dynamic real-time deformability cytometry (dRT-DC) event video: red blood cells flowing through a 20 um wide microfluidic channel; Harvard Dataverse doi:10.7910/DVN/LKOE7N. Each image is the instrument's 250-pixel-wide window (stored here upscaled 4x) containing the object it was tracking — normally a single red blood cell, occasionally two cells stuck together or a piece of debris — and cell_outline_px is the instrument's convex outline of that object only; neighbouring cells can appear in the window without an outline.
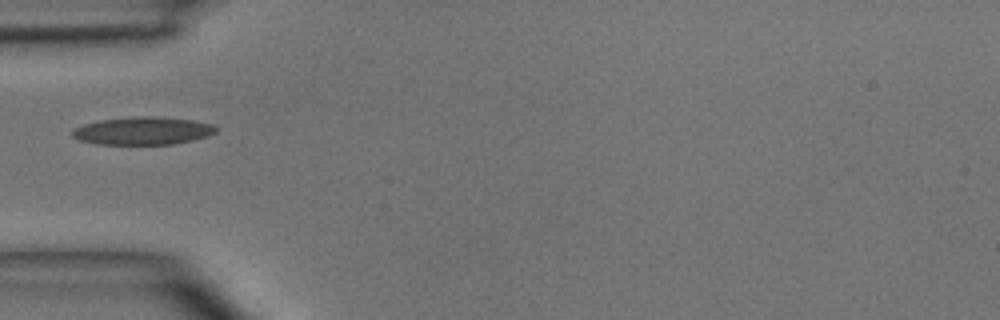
{"species": "common noctule bat (a hibernating species)", "species_latin": "Nyctalus noctula", "temperature_condition": "room temperature", "stored_images_in_passage": 1, "camera_frame_rate_fps": 3000, "um_per_image_px": 0.085, "animal": {"sex": "male", "body_mass_g": 15.6}, "frame": {"image": 1, "passage_image": 1, "time_ms": 0.0, "image_size_px": [1000, 320], "cell_outline_px": [[216, 132], [208, 136], [192, 140], [172, 144], [96, 144], [80, 140], [72, 136], [72, 132], [76, 128], [84, 124], [100, 120], [144, 116], [152, 116], [192, 120], [212, 124], [216, 128]], "centroid_in_image_um": [12.15, 11.12], "position_along_channel_um": 72.8, "area_um2": 22.95}}